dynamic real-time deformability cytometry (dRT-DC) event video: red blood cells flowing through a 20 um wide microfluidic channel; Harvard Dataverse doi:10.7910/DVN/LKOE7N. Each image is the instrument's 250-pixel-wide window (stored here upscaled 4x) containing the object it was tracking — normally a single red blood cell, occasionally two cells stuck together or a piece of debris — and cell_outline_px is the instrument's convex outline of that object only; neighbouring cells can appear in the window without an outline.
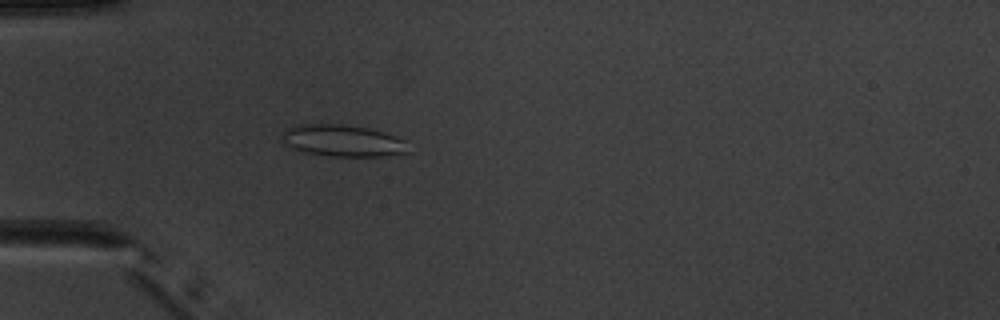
{"species": "common noctule bat (a hibernating species)", "species_latin": "Nyctalus noctula", "temperature_condition": "warm", "stored_images_in_passage": 5, "camera_frame_rate_fps": 3000, "um_per_image_px": 0.085, "animal": {"sex": "male", "body_mass_g": 20.1, "forearm_length_mm": 53.5}, "frame": {"image": 1, "passage_image": 5, "time_ms": 5.333, "image_size_px": [1000, 320], "cell_outline_px": [[408, 152], [384, 156], [332, 156], [304, 152], [288, 148], [280, 140], [280, 136], [288, 128], [300, 124], [344, 124], [368, 128], [396, 136], [404, 140]], "centroid_in_image_um": [29.06, 11.96], "position_along_channel_um": 55.9, "area_um2": 23.41}}